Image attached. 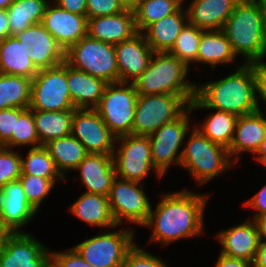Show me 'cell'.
Returning <instances> with one entry per match:
<instances>
[{"label": "cell", "instance_id": "1", "mask_svg": "<svg viewBox=\"0 0 266 267\" xmlns=\"http://www.w3.org/2000/svg\"><path fill=\"white\" fill-rule=\"evenodd\" d=\"M208 195L183 190L163 194L143 226L152 227L151 242L169 243L203 234V215Z\"/></svg>", "mask_w": 266, "mask_h": 267}, {"label": "cell", "instance_id": "2", "mask_svg": "<svg viewBox=\"0 0 266 267\" xmlns=\"http://www.w3.org/2000/svg\"><path fill=\"white\" fill-rule=\"evenodd\" d=\"M257 72L258 64L244 63L227 77L196 85L190 111L196 108L221 110L238 117L259 111Z\"/></svg>", "mask_w": 266, "mask_h": 267}, {"label": "cell", "instance_id": "3", "mask_svg": "<svg viewBox=\"0 0 266 267\" xmlns=\"http://www.w3.org/2000/svg\"><path fill=\"white\" fill-rule=\"evenodd\" d=\"M222 31L234 53L243 56L246 64H263L266 56V35L257 0H240Z\"/></svg>", "mask_w": 266, "mask_h": 267}, {"label": "cell", "instance_id": "4", "mask_svg": "<svg viewBox=\"0 0 266 267\" xmlns=\"http://www.w3.org/2000/svg\"><path fill=\"white\" fill-rule=\"evenodd\" d=\"M189 67L168 52H154L147 69L133 82L139 95H182L189 102L196 96V84L186 82Z\"/></svg>", "mask_w": 266, "mask_h": 267}, {"label": "cell", "instance_id": "5", "mask_svg": "<svg viewBox=\"0 0 266 267\" xmlns=\"http://www.w3.org/2000/svg\"><path fill=\"white\" fill-rule=\"evenodd\" d=\"M192 130L183 148L180 166L190 172L197 184L203 185L233 167L234 163L225 147L210 141L197 128Z\"/></svg>", "mask_w": 266, "mask_h": 267}, {"label": "cell", "instance_id": "6", "mask_svg": "<svg viewBox=\"0 0 266 267\" xmlns=\"http://www.w3.org/2000/svg\"><path fill=\"white\" fill-rule=\"evenodd\" d=\"M65 62L107 83L118 82L116 50L113 44L86 35L65 51Z\"/></svg>", "mask_w": 266, "mask_h": 267}, {"label": "cell", "instance_id": "7", "mask_svg": "<svg viewBox=\"0 0 266 267\" xmlns=\"http://www.w3.org/2000/svg\"><path fill=\"white\" fill-rule=\"evenodd\" d=\"M189 103L182 95H138L132 134L149 136L162 125L179 118L189 108Z\"/></svg>", "mask_w": 266, "mask_h": 267}, {"label": "cell", "instance_id": "8", "mask_svg": "<svg viewBox=\"0 0 266 267\" xmlns=\"http://www.w3.org/2000/svg\"><path fill=\"white\" fill-rule=\"evenodd\" d=\"M133 83H108L95 110L116 137L132 134L138 98Z\"/></svg>", "mask_w": 266, "mask_h": 267}, {"label": "cell", "instance_id": "9", "mask_svg": "<svg viewBox=\"0 0 266 267\" xmlns=\"http://www.w3.org/2000/svg\"><path fill=\"white\" fill-rule=\"evenodd\" d=\"M31 110H76L67 83V63L41 69L31 82Z\"/></svg>", "mask_w": 266, "mask_h": 267}, {"label": "cell", "instance_id": "10", "mask_svg": "<svg viewBox=\"0 0 266 267\" xmlns=\"http://www.w3.org/2000/svg\"><path fill=\"white\" fill-rule=\"evenodd\" d=\"M115 142H120L119 149L115 148L112 155L117 177L144 183L142 180L153 169L156 176L162 178L152 162L148 136L129 134L116 138Z\"/></svg>", "mask_w": 266, "mask_h": 267}, {"label": "cell", "instance_id": "11", "mask_svg": "<svg viewBox=\"0 0 266 267\" xmlns=\"http://www.w3.org/2000/svg\"><path fill=\"white\" fill-rule=\"evenodd\" d=\"M134 229L94 236L73 248L93 267H122L128 250L135 244Z\"/></svg>", "mask_w": 266, "mask_h": 267}, {"label": "cell", "instance_id": "12", "mask_svg": "<svg viewBox=\"0 0 266 267\" xmlns=\"http://www.w3.org/2000/svg\"><path fill=\"white\" fill-rule=\"evenodd\" d=\"M138 184L141 186L138 187ZM144 185L119 177L113 181L107 198L117 226L123 219L142 226L148 220L152 206L143 190Z\"/></svg>", "mask_w": 266, "mask_h": 267}, {"label": "cell", "instance_id": "13", "mask_svg": "<svg viewBox=\"0 0 266 267\" xmlns=\"http://www.w3.org/2000/svg\"><path fill=\"white\" fill-rule=\"evenodd\" d=\"M189 112L188 108L176 120L162 125L154 133L150 134V148L152 153V162L154 167L164 175L171 164L180 166V161L183 153L181 149L182 142L188 133L189 128Z\"/></svg>", "mask_w": 266, "mask_h": 267}, {"label": "cell", "instance_id": "14", "mask_svg": "<svg viewBox=\"0 0 266 267\" xmlns=\"http://www.w3.org/2000/svg\"><path fill=\"white\" fill-rule=\"evenodd\" d=\"M71 134L89 154L113 155L116 137L95 109H76L72 119Z\"/></svg>", "mask_w": 266, "mask_h": 267}, {"label": "cell", "instance_id": "15", "mask_svg": "<svg viewBox=\"0 0 266 267\" xmlns=\"http://www.w3.org/2000/svg\"><path fill=\"white\" fill-rule=\"evenodd\" d=\"M51 252L29 233H12L0 251V267H47Z\"/></svg>", "mask_w": 266, "mask_h": 267}, {"label": "cell", "instance_id": "16", "mask_svg": "<svg viewBox=\"0 0 266 267\" xmlns=\"http://www.w3.org/2000/svg\"><path fill=\"white\" fill-rule=\"evenodd\" d=\"M15 36L38 70L65 62V50L42 23L33 24Z\"/></svg>", "mask_w": 266, "mask_h": 267}, {"label": "cell", "instance_id": "17", "mask_svg": "<svg viewBox=\"0 0 266 267\" xmlns=\"http://www.w3.org/2000/svg\"><path fill=\"white\" fill-rule=\"evenodd\" d=\"M66 51L87 35L88 18L48 4L41 22Z\"/></svg>", "mask_w": 266, "mask_h": 267}, {"label": "cell", "instance_id": "18", "mask_svg": "<svg viewBox=\"0 0 266 267\" xmlns=\"http://www.w3.org/2000/svg\"><path fill=\"white\" fill-rule=\"evenodd\" d=\"M114 46L118 82L133 83L147 69L154 51L146 42L142 32Z\"/></svg>", "mask_w": 266, "mask_h": 267}, {"label": "cell", "instance_id": "19", "mask_svg": "<svg viewBox=\"0 0 266 267\" xmlns=\"http://www.w3.org/2000/svg\"><path fill=\"white\" fill-rule=\"evenodd\" d=\"M37 211L28 202L19 179L8 182L0 190V219L12 233L34 219ZM19 229V230H18Z\"/></svg>", "mask_w": 266, "mask_h": 267}, {"label": "cell", "instance_id": "20", "mask_svg": "<svg viewBox=\"0 0 266 267\" xmlns=\"http://www.w3.org/2000/svg\"><path fill=\"white\" fill-rule=\"evenodd\" d=\"M137 33L132 8H126L121 13L88 19L87 35L105 43L116 45Z\"/></svg>", "mask_w": 266, "mask_h": 267}, {"label": "cell", "instance_id": "21", "mask_svg": "<svg viewBox=\"0 0 266 267\" xmlns=\"http://www.w3.org/2000/svg\"><path fill=\"white\" fill-rule=\"evenodd\" d=\"M79 171L86 193L108 196L117 177L112 155L88 154L74 169Z\"/></svg>", "mask_w": 266, "mask_h": 267}, {"label": "cell", "instance_id": "22", "mask_svg": "<svg viewBox=\"0 0 266 267\" xmlns=\"http://www.w3.org/2000/svg\"><path fill=\"white\" fill-rule=\"evenodd\" d=\"M216 238L222 247L221 254L253 263L260 244L257 226L253 219L221 231Z\"/></svg>", "mask_w": 266, "mask_h": 267}, {"label": "cell", "instance_id": "23", "mask_svg": "<svg viewBox=\"0 0 266 267\" xmlns=\"http://www.w3.org/2000/svg\"><path fill=\"white\" fill-rule=\"evenodd\" d=\"M265 135L266 117L261 109L251 114L239 116L234 137L228 149L230 158L235 157L233 162L236 163L240 158L239 154L244 152L256 153Z\"/></svg>", "mask_w": 266, "mask_h": 267}, {"label": "cell", "instance_id": "24", "mask_svg": "<svg viewBox=\"0 0 266 267\" xmlns=\"http://www.w3.org/2000/svg\"><path fill=\"white\" fill-rule=\"evenodd\" d=\"M240 0H192L186 13L188 23L202 30H222Z\"/></svg>", "mask_w": 266, "mask_h": 267}, {"label": "cell", "instance_id": "25", "mask_svg": "<svg viewBox=\"0 0 266 267\" xmlns=\"http://www.w3.org/2000/svg\"><path fill=\"white\" fill-rule=\"evenodd\" d=\"M67 83L75 109H95L99 105L108 84L104 80L75 69L68 64Z\"/></svg>", "mask_w": 266, "mask_h": 267}, {"label": "cell", "instance_id": "26", "mask_svg": "<svg viewBox=\"0 0 266 267\" xmlns=\"http://www.w3.org/2000/svg\"><path fill=\"white\" fill-rule=\"evenodd\" d=\"M183 5L171 15L149 25L143 32L146 42L154 52H168L174 45L177 36L188 22Z\"/></svg>", "mask_w": 266, "mask_h": 267}, {"label": "cell", "instance_id": "27", "mask_svg": "<svg viewBox=\"0 0 266 267\" xmlns=\"http://www.w3.org/2000/svg\"><path fill=\"white\" fill-rule=\"evenodd\" d=\"M70 212L91 226L116 227L107 196L84 192L70 205Z\"/></svg>", "mask_w": 266, "mask_h": 267}, {"label": "cell", "instance_id": "28", "mask_svg": "<svg viewBox=\"0 0 266 267\" xmlns=\"http://www.w3.org/2000/svg\"><path fill=\"white\" fill-rule=\"evenodd\" d=\"M231 43L222 30H203L198 47L197 62L214 68L218 64L235 62Z\"/></svg>", "mask_w": 266, "mask_h": 267}, {"label": "cell", "instance_id": "29", "mask_svg": "<svg viewBox=\"0 0 266 267\" xmlns=\"http://www.w3.org/2000/svg\"><path fill=\"white\" fill-rule=\"evenodd\" d=\"M38 71L16 36L0 41V73L33 79Z\"/></svg>", "mask_w": 266, "mask_h": 267}, {"label": "cell", "instance_id": "30", "mask_svg": "<svg viewBox=\"0 0 266 267\" xmlns=\"http://www.w3.org/2000/svg\"><path fill=\"white\" fill-rule=\"evenodd\" d=\"M74 111L33 110L36 132L41 146L51 140L71 134Z\"/></svg>", "mask_w": 266, "mask_h": 267}, {"label": "cell", "instance_id": "31", "mask_svg": "<svg viewBox=\"0 0 266 267\" xmlns=\"http://www.w3.org/2000/svg\"><path fill=\"white\" fill-rule=\"evenodd\" d=\"M44 147L55 162L57 170L65 177L89 154L84 145L72 134L49 141Z\"/></svg>", "mask_w": 266, "mask_h": 267}, {"label": "cell", "instance_id": "32", "mask_svg": "<svg viewBox=\"0 0 266 267\" xmlns=\"http://www.w3.org/2000/svg\"><path fill=\"white\" fill-rule=\"evenodd\" d=\"M31 82L24 76L0 73V110L28 109L31 103Z\"/></svg>", "mask_w": 266, "mask_h": 267}, {"label": "cell", "instance_id": "33", "mask_svg": "<svg viewBox=\"0 0 266 267\" xmlns=\"http://www.w3.org/2000/svg\"><path fill=\"white\" fill-rule=\"evenodd\" d=\"M48 4L47 0H15L7 9L11 35L41 23Z\"/></svg>", "mask_w": 266, "mask_h": 267}, {"label": "cell", "instance_id": "34", "mask_svg": "<svg viewBox=\"0 0 266 267\" xmlns=\"http://www.w3.org/2000/svg\"><path fill=\"white\" fill-rule=\"evenodd\" d=\"M238 116L221 110L210 114L198 127L195 126L204 136L215 144L229 149L236 127Z\"/></svg>", "mask_w": 266, "mask_h": 267}, {"label": "cell", "instance_id": "35", "mask_svg": "<svg viewBox=\"0 0 266 267\" xmlns=\"http://www.w3.org/2000/svg\"><path fill=\"white\" fill-rule=\"evenodd\" d=\"M182 4L178 0H137L132 8L138 32L165 16L175 13Z\"/></svg>", "mask_w": 266, "mask_h": 267}, {"label": "cell", "instance_id": "36", "mask_svg": "<svg viewBox=\"0 0 266 267\" xmlns=\"http://www.w3.org/2000/svg\"><path fill=\"white\" fill-rule=\"evenodd\" d=\"M21 168L22 174L66 181L57 170L54 160L44 146L31 148L26 158L21 156Z\"/></svg>", "mask_w": 266, "mask_h": 267}, {"label": "cell", "instance_id": "37", "mask_svg": "<svg viewBox=\"0 0 266 267\" xmlns=\"http://www.w3.org/2000/svg\"><path fill=\"white\" fill-rule=\"evenodd\" d=\"M32 145V148L40 147V141L36 132L33 110L16 108L15 132L2 146L5 148Z\"/></svg>", "mask_w": 266, "mask_h": 267}, {"label": "cell", "instance_id": "38", "mask_svg": "<svg viewBox=\"0 0 266 267\" xmlns=\"http://www.w3.org/2000/svg\"><path fill=\"white\" fill-rule=\"evenodd\" d=\"M202 31V29L187 22L168 53L190 67V63L197 62L198 47Z\"/></svg>", "mask_w": 266, "mask_h": 267}, {"label": "cell", "instance_id": "39", "mask_svg": "<svg viewBox=\"0 0 266 267\" xmlns=\"http://www.w3.org/2000/svg\"><path fill=\"white\" fill-rule=\"evenodd\" d=\"M19 181L22 184L24 193L27 196L28 202L38 212L40 204L44 198L50 193L54 184L58 180H50L39 176L21 174Z\"/></svg>", "mask_w": 266, "mask_h": 267}, {"label": "cell", "instance_id": "40", "mask_svg": "<svg viewBox=\"0 0 266 267\" xmlns=\"http://www.w3.org/2000/svg\"><path fill=\"white\" fill-rule=\"evenodd\" d=\"M21 174V154L0 146V190L8 182L18 180Z\"/></svg>", "mask_w": 266, "mask_h": 267}, {"label": "cell", "instance_id": "41", "mask_svg": "<svg viewBox=\"0 0 266 267\" xmlns=\"http://www.w3.org/2000/svg\"><path fill=\"white\" fill-rule=\"evenodd\" d=\"M122 267H167L161 258L134 244L127 252Z\"/></svg>", "mask_w": 266, "mask_h": 267}, {"label": "cell", "instance_id": "42", "mask_svg": "<svg viewBox=\"0 0 266 267\" xmlns=\"http://www.w3.org/2000/svg\"><path fill=\"white\" fill-rule=\"evenodd\" d=\"M86 2L88 19L121 13L127 8L120 0H86Z\"/></svg>", "mask_w": 266, "mask_h": 267}, {"label": "cell", "instance_id": "43", "mask_svg": "<svg viewBox=\"0 0 266 267\" xmlns=\"http://www.w3.org/2000/svg\"><path fill=\"white\" fill-rule=\"evenodd\" d=\"M51 263L55 267H93L73 247L65 252H51Z\"/></svg>", "mask_w": 266, "mask_h": 267}, {"label": "cell", "instance_id": "44", "mask_svg": "<svg viewBox=\"0 0 266 267\" xmlns=\"http://www.w3.org/2000/svg\"><path fill=\"white\" fill-rule=\"evenodd\" d=\"M16 108L0 110V146H3L15 132Z\"/></svg>", "mask_w": 266, "mask_h": 267}, {"label": "cell", "instance_id": "45", "mask_svg": "<svg viewBox=\"0 0 266 267\" xmlns=\"http://www.w3.org/2000/svg\"><path fill=\"white\" fill-rule=\"evenodd\" d=\"M243 205L257 210L253 220L258 216L266 214V185H264V187L259 190L258 193H256L252 198L249 199L248 202H246V204Z\"/></svg>", "mask_w": 266, "mask_h": 267}, {"label": "cell", "instance_id": "46", "mask_svg": "<svg viewBox=\"0 0 266 267\" xmlns=\"http://www.w3.org/2000/svg\"><path fill=\"white\" fill-rule=\"evenodd\" d=\"M54 3L60 8L67 10L71 13L86 16V0H53Z\"/></svg>", "mask_w": 266, "mask_h": 267}, {"label": "cell", "instance_id": "47", "mask_svg": "<svg viewBox=\"0 0 266 267\" xmlns=\"http://www.w3.org/2000/svg\"><path fill=\"white\" fill-rule=\"evenodd\" d=\"M252 262L240 258H232L220 253L216 267H252Z\"/></svg>", "mask_w": 266, "mask_h": 267}, {"label": "cell", "instance_id": "48", "mask_svg": "<svg viewBox=\"0 0 266 267\" xmlns=\"http://www.w3.org/2000/svg\"><path fill=\"white\" fill-rule=\"evenodd\" d=\"M257 93L259 98L266 104V63L258 64Z\"/></svg>", "mask_w": 266, "mask_h": 267}, {"label": "cell", "instance_id": "49", "mask_svg": "<svg viewBox=\"0 0 266 267\" xmlns=\"http://www.w3.org/2000/svg\"><path fill=\"white\" fill-rule=\"evenodd\" d=\"M11 36L7 9H0V41Z\"/></svg>", "mask_w": 266, "mask_h": 267}, {"label": "cell", "instance_id": "50", "mask_svg": "<svg viewBox=\"0 0 266 267\" xmlns=\"http://www.w3.org/2000/svg\"><path fill=\"white\" fill-rule=\"evenodd\" d=\"M252 265L253 267H266V243L260 242Z\"/></svg>", "mask_w": 266, "mask_h": 267}, {"label": "cell", "instance_id": "51", "mask_svg": "<svg viewBox=\"0 0 266 267\" xmlns=\"http://www.w3.org/2000/svg\"><path fill=\"white\" fill-rule=\"evenodd\" d=\"M254 222L257 226L260 242L266 243V214L256 217Z\"/></svg>", "mask_w": 266, "mask_h": 267}, {"label": "cell", "instance_id": "52", "mask_svg": "<svg viewBox=\"0 0 266 267\" xmlns=\"http://www.w3.org/2000/svg\"><path fill=\"white\" fill-rule=\"evenodd\" d=\"M12 234V232L3 224L0 219V251L5 246L7 238Z\"/></svg>", "mask_w": 266, "mask_h": 267}, {"label": "cell", "instance_id": "53", "mask_svg": "<svg viewBox=\"0 0 266 267\" xmlns=\"http://www.w3.org/2000/svg\"><path fill=\"white\" fill-rule=\"evenodd\" d=\"M255 154H257L256 159L260 161L261 164L266 160V135Z\"/></svg>", "mask_w": 266, "mask_h": 267}, {"label": "cell", "instance_id": "54", "mask_svg": "<svg viewBox=\"0 0 266 267\" xmlns=\"http://www.w3.org/2000/svg\"><path fill=\"white\" fill-rule=\"evenodd\" d=\"M262 13L263 28L266 35V0H257Z\"/></svg>", "mask_w": 266, "mask_h": 267}, {"label": "cell", "instance_id": "55", "mask_svg": "<svg viewBox=\"0 0 266 267\" xmlns=\"http://www.w3.org/2000/svg\"><path fill=\"white\" fill-rule=\"evenodd\" d=\"M15 0H0V9H8Z\"/></svg>", "mask_w": 266, "mask_h": 267}, {"label": "cell", "instance_id": "56", "mask_svg": "<svg viewBox=\"0 0 266 267\" xmlns=\"http://www.w3.org/2000/svg\"><path fill=\"white\" fill-rule=\"evenodd\" d=\"M127 8H133L137 0H120Z\"/></svg>", "mask_w": 266, "mask_h": 267}, {"label": "cell", "instance_id": "57", "mask_svg": "<svg viewBox=\"0 0 266 267\" xmlns=\"http://www.w3.org/2000/svg\"><path fill=\"white\" fill-rule=\"evenodd\" d=\"M47 267H55L51 262Z\"/></svg>", "mask_w": 266, "mask_h": 267}, {"label": "cell", "instance_id": "58", "mask_svg": "<svg viewBox=\"0 0 266 267\" xmlns=\"http://www.w3.org/2000/svg\"><path fill=\"white\" fill-rule=\"evenodd\" d=\"M182 5L184 4L183 2H184V0H178Z\"/></svg>", "mask_w": 266, "mask_h": 267}, {"label": "cell", "instance_id": "59", "mask_svg": "<svg viewBox=\"0 0 266 267\" xmlns=\"http://www.w3.org/2000/svg\"><path fill=\"white\" fill-rule=\"evenodd\" d=\"M262 165H265V167H266V160L262 163Z\"/></svg>", "mask_w": 266, "mask_h": 267}]
</instances>
